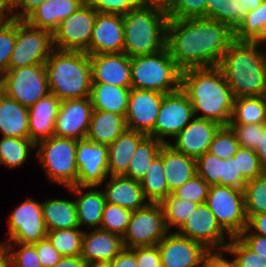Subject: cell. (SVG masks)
Masks as SVG:
<instances>
[{
    "instance_id": "cell-47",
    "label": "cell",
    "mask_w": 266,
    "mask_h": 267,
    "mask_svg": "<svg viewBox=\"0 0 266 267\" xmlns=\"http://www.w3.org/2000/svg\"><path fill=\"white\" fill-rule=\"evenodd\" d=\"M196 170L197 175L204 179L210 186H221L223 159L206 152L196 159Z\"/></svg>"
},
{
    "instance_id": "cell-55",
    "label": "cell",
    "mask_w": 266,
    "mask_h": 267,
    "mask_svg": "<svg viewBox=\"0 0 266 267\" xmlns=\"http://www.w3.org/2000/svg\"><path fill=\"white\" fill-rule=\"evenodd\" d=\"M136 256L137 267H162L158 246L131 248Z\"/></svg>"
},
{
    "instance_id": "cell-24",
    "label": "cell",
    "mask_w": 266,
    "mask_h": 267,
    "mask_svg": "<svg viewBox=\"0 0 266 267\" xmlns=\"http://www.w3.org/2000/svg\"><path fill=\"white\" fill-rule=\"evenodd\" d=\"M60 103V99L49 93L28 108L29 139L35 145L54 135Z\"/></svg>"
},
{
    "instance_id": "cell-5",
    "label": "cell",
    "mask_w": 266,
    "mask_h": 267,
    "mask_svg": "<svg viewBox=\"0 0 266 267\" xmlns=\"http://www.w3.org/2000/svg\"><path fill=\"white\" fill-rule=\"evenodd\" d=\"M45 68L50 93L61 101L90 97L92 74L86 52L54 49Z\"/></svg>"
},
{
    "instance_id": "cell-33",
    "label": "cell",
    "mask_w": 266,
    "mask_h": 267,
    "mask_svg": "<svg viewBox=\"0 0 266 267\" xmlns=\"http://www.w3.org/2000/svg\"><path fill=\"white\" fill-rule=\"evenodd\" d=\"M129 88L92 83L90 100L93 109L126 115Z\"/></svg>"
},
{
    "instance_id": "cell-70",
    "label": "cell",
    "mask_w": 266,
    "mask_h": 267,
    "mask_svg": "<svg viewBox=\"0 0 266 267\" xmlns=\"http://www.w3.org/2000/svg\"><path fill=\"white\" fill-rule=\"evenodd\" d=\"M144 2H162L165 3L167 0H143Z\"/></svg>"
},
{
    "instance_id": "cell-27",
    "label": "cell",
    "mask_w": 266,
    "mask_h": 267,
    "mask_svg": "<svg viewBox=\"0 0 266 267\" xmlns=\"http://www.w3.org/2000/svg\"><path fill=\"white\" fill-rule=\"evenodd\" d=\"M82 7L76 0H45L24 20L32 27L54 33L60 22Z\"/></svg>"
},
{
    "instance_id": "cell-63",
    "label": "cell",
    "mask_w": 266,
    "mask_h": 267,
    "mask_svg": "<svg viewBox=\"0 0 266 267\" xmlns=\"http://www.w3.org/2000/svg\"><path fill=\"white\" fill-rule=\"evenodd\" d=\"M239 5V24L248 11L257 9L264 0H236Z\"/></svg>"
},
{
    "instance_id": "cell-7",
    "label": "cell",
    "mask_w": 266,
    "mask_h": 267,
    "mask_svg": "<svg viewBox=\"0 0 266 267\" xmlns=\"http://www.w3.org/2000/svg\"><path fill=\"white\" fill-rule=\"evenodd\" d=\"M77 140L53 135L36 144L35 156L51 182L69 188L77 185Z\"/></svg>"
},
{
    "instance_id": "cell-64",
    "label": "cell",
    "mask_w": 266,
    "mask_h": 267,
    "mask_svg": "<svg viewBox=\"0 0 266 267\" xmlns=\"http://www.w3.org/2000/svg\"><path fill=\"white\" fill-rule=\"evenodd\" d=\"M86 265L80 256H63L53 267H86Z\"/></svg>"
},
{
    "instance_id": "cell-16",
    "label": "cell",
    "mask_w": 266,
    "mask_h": 267,
    "mask_svg": "<svg viewBox=\"0 0 266 267\" xmlns=\"http://www.w3.org/2000/svg\"><path fill=\"white\" fill-rule=\"evenodd\" d=\"M77 185L100 187L108 178V145L92 139H79L76 145Z\"/></svg>"
},
{
    "instance_id": "cell-23",
    "label": "cell",
    "mask_w": 266,
    "mask_h": 267,
    "mask_svg": "<svg viewBox=\"0 0 266 267\" xmlns=\"http://www.w3.org/2000/svg\"><path fill=\"white\" fill-rule=\"evenodd\" d=\"M122 237L102 229L84 231L80 257L86 262H110L122 250Z\"/></svg>"
},
{
    "instance_id": "cell-54",
    "label": "cell",
    "mask_w": 266,
    "mask_h": 267,
    "mask_svg": "<svg viewBox=\"0 0 266 267\" xmlns=\"http://www.w3.org/2000/svg\"><path fill=\"white\" fill-rule=\"evenodd\" d=\"M247 181L238 172L237 158L230 157L223 160V170L221 176V186L232 187L244 190Z\"/></svg>"
},
{
    "instance_id": "cell-37",
    "label": "cell",
    "mask_w": 266,
    "mask_h": 267,
    "mask_svg": "<svg viewBox=\"0 0 266 267\" xmlns=\"http://www.w3.org/2000/svg\"><path fill=\"white\" fill-rule=\"evenodd\" d=\"M230 123L266 124V105L262 96L234 99Z\"/></svg>"
},
{
    "instance_id": "cell-52",
    "label": "cell",
    "mask_w": 266,
    "mask_h": 267,
    "mask_svg": "<svg viewBox=\"0 0 266 267\" xmlns=\"http://www.w3.org/2000/svg\"><path fill=\"white\" fill-rule=\"evenodd\" d=\"M143 0H91V6L99 13L127 14L138 8Z\"/></svg>"
},
{
    "instance_id": "cell-42",
    "label": "cell",
    "mask_w": 266,
    "mask_h": 267,
    "mask_svg": "<svg viewBox=\"0 0 266 267\" xmlns=\"http://www.w3.org/2000/svg\"><path fill=\"white\" fill-rule=\"evenodd\" d=\"M164 4L169 20L207 18V0H167Z\"/></svg>"
},
{
    "instance_id": "cell-26",
    "label": "cell",
    "mask_w": 266,
    "mask_h": 267,
    "mask_svg": "<svg viewBox=\"0 0 266 267\" xmlns=\"http://www.w3.org/2000/svg\"><path fill=\"white\" fill-rule=\"evenodd\" d=\"M95 188L98 187L75 185L66 188L71 194L77 196L74 201L77 209V220L81 229L83 226H87V230L100 228L106 200L102 189L96 190Z\"/></svg>"
},
{
    "instance_id": "cell-28",
    "label": "cell",
    "mask_w": 266,
    "mask_h": 267,
    "mask_svg": "<svg viewBox=\"0 0 266 267\" xmlns=\"http://www.w3.org/2000/svg\"><path fill=\"white\" fill-rule=\"evenodd\" d=\"M163 168L169 192L172 193L196 174V159L163 144Z\"/></svg>"
},
{
    "instance_id": "cell-22",
    "label": "cell",
    "mask_w": 266,
    "mask_h": 267,
    "mask_svg": "<svg viewBox=\"0 0 266 267\" xmlns=\"http://www.w3.org/2000/svg\"><path fill=\"white\" fill-rule=\"evenodd\" d=\"M92 83L131 89L130 57L124 52L89 55Z\"/></svg>"
},
{
    "instance_id": "cell-35",
    "label": "cell",
    "mask_w": 266,
    "mask_h": 267,
    "mask_svg": "<svg viewBox=\"0 0 266 267\" xmlns=\"http://www.w3.org/2000/svg\"><path fill=\"white\" fill-rule=\"evenodd\" d=\"M234 40L266 43V0L257 9L248 11L234 30Z\"/></svg>"
},
{
    "instance_id": "cell-36",
    "label": "cell",
    "mask_w": 266,
    "mask_h": 267,
    "mask_svg": "<svg viewBox=\"0 0 266 267\" xmlns=\"http://www.w3.org/2000/svg\"><path fill=\"white\" fill-rule=\"evenodd\" d=\"M163 143L151 136H146L133 154L125 177L140 181L146 174L149 165L159 155Z\"/></svg>"
},
{
    "instance_id": "cell-13",
    "label": "cell",
    "mask_w": 266,
    "mask_h": 267,
    "mask_svg": "<svg viewBox=\"0 0 266 267\" xmlns=\"http://www.w3.org/2000/svg\"><path fill=\"white\" fill-rule=\"evenodd\" d=\"M8 243L35 244L47 237L42 202L28 198L9 214Z\"/></svg>"
},
{
    "instance_id": "cell-19",
    "label": "cell",
    "mask_w": 266,
    "mask_h": 267,
    "mask_svg": "<svg viewBox=\"0 0 266 267\" xmlns=\"http://www.w3.org/2000/svg\"><path fill=\"white\" fill-rule=\"evenodd\" d=\"M92 111L90 97L62 100L55 121L54 135L74 140L86 138Z\"/></svg>"
},
{
    "instance_id": "cell-71",
    "label": "cell",
    "mask_w": 266,
    "mask_h": 267,
    "mask_svg": "<svg viewBox=\"0 0 266 267\" xmlns=\"http://www.w3.org/2000/svg\"><path fill=\"white\" fill-rule=\"evenodd\" d=\"M262 97L264 98L265 105H266V88H265V90H264V93H263Z\"/></svg>"
},
{
    "instance_id": "cell-14",
    "label": "cell",
    "mask_w": 266,
    "mask_h": 267,
    "mask_svg": "<svg viewBox=\"0 0 266 267\" xmlns=\"http://www.w3.org/2000/svg\"><path fill=\"white\" fill-rule=\"evenodd\" d=\"M97 11L91 5L80 9L60 22L53 33L54 49L85 52L89 45Z\"/></svg>"
},
{
    "instance_id": "cell-30",
    "label": "cell",
    "mask_w": 266,
    "mask_h": 267,
    "mask_svg": "<svg viewBox=\"0 0 266 267\" xmlns=\"http://www.w3.org/2000/svg\"><path fill=\"white\" fill-rule=\"evenodd\" d=\"M29 111L18 101L0 94V132L2 136L29 138Z\"/></svg>"
},
{
    "instance_id": "cell-45",
    "label": "cell",
    "mask_w": 266,
    "mask_h": 267,
    "mask_svg": "<svg viewBox=\"0 0 266 267\" xmlns=\"http://www.w3.org/2000/svg\"><path fill=\"white\" fill-rule=\"evenodd\" d=\"M225 252L233 256L236 267H266V259L249 249L238 237H231Z\"/></svg>"
},
{
    "instance_id": "cell-66",
    "label": "cell",
    "mask_w": 266,
    "mask_h": 267,
    "mask_svg": "<svg viewBox=\"0 0 266 267\" xmlns=\"http://www.w3.org/2000/svg\"><path fill=\"white\" fill-rule=\"evenodd\" d=\"M0 267H12V257L8 242L0 241Z\"/></svg>"
},
{
    "instance_id": "cell-21",
    "label": "cell",
    "mask_w": 266,
    "mask_h": 267,
    "mask_svg": "<svg viewBox=\"0 0 266 267\" xmlns=\"http://www.w3.org/2000/svg\"><path fill=\"white\" fill-rule=\"evenodd\" d=\"M221 125L212 120L194 117L191 122L168 143L177 152L197 159L208 152Z\"/></svg>"
},
{
    "instance_id": "cell-1",
    "label": "cell",
    "mask_w": 266,
    "mask_h": 267,
    "mask_svg": "<svg viewBox=\"0 0 266 267\" xmlns=\"http://www.w3.org/2000/svg\"><path fill=\"white\" fill-rule=\"evenodd\" d=\"M233 40L229 26L205 17L169 20L167 24L166 47L182 71L218 66Z\"/></svg>"
},
{
    "instance_id": "cell-12",
    "label": "cell",
    "mask_w": 266,
    "mask_h": 267,
    "mask_svg": "<svg viewBox=\"0 0 266 267\" xmlns=\"http://www.w3.org/2000/svg\"><path fill=\"white\" fill-rule=\"evenodd\" d=\"M194 117L192 104L181 88L175 92L164 94L154 129L148 136L163 144H168L169 141L166 139L168 137L173 139Z\"/></svg>"
},
{
    "instance_id": "cell-40",
    "label": "cell",
    "mask_w": 266,
    "mask_h": 267,
    "mask_svg": "<svg viewBox=\"0 0 266 267\" xmlns=\"http://www.w3.org/2000/svg\"><path fill=\"white\" fill-rule=\"evenodd\" d=\"M84 231L80 227L48 231L47 237L62 256H80Z\"/></svg>"
},
{
    "instance_id": "cell-41",
    "label": "cell",
    "mask_w": 266,
    "mask_h": 267,
    "mask_svg": "<svg viewBox=\"0 0 266 267\" xmlns=\"http://www.w3.org/2000/svg\"><path fill=\"white\" fill-rule=\"evenodd\" d=\"M247 219L253 215L266 213V174L248 181L244 189Z\"/></svg>"
},
{
    "instance_id": "cell-49",
    "label": "cell",
    "mask_w": 266,
    "mask_h": 267,
    "mask_svg": "<svg viewBox=\"0 0 266 267\" xmlns=\"http://www.w3.org/2000/svg\"><path fill=\"white\" fill-rule=\"evenodd\" d=\"M210 185L197 174L181 187L177 188L172 194L177 198H182L203 204L206 201Z\"/></svg>"
},
{
    "instance_id": "cell-32",
    "label": "cell",
    "mask_w": 266,
    "mask_h": 267,
    "mask_svg": "<svg viewBox=\"0 0 266 267\" xmlns=\"http://www.w3.org/2000/svg\"><path fill=\"white\" fill-rule=\"evenodd\" d=\"M42 214L48 231L79 227L73 199L45 200L42 202Z\"/></svg>"
},
{
    "instance_id": "cell-59",
    "label": "cell",
    "mask_w": 266,
    "mask_h": 267,
    "mask_svg": "<svg viewBox=\"0 0 266 267\" xmlns=\"http://www.w3.org/2000/svg\"><path fill=\"white\" fill-rule=\"evenodd\" d=\"M226 257V258H225ZM201 267H236L233 259L228 260L225 250L210 251L204 258Z\"/></svg>"
},
{
    "instance_id": "cell-17",
    "label": "cell",
    "mask_w": 266,
    "mask_h": 267,
    "mask_svg": "<svg viewBox=\"0 0 266 267\" xmlns=\"http://www.w3.org/2000/svg\"><path fill=\"white\" fill-rule=\"evenodd\" d=\"M162 267H201L210 252L203 244L169 231L157 244Z\"/></svg>"
},
{
    "instance_id": "cell-61",
    "label": "cell",
    "mask_w": 266,
    "mask_h": 267,
    "mask_svg": "<svg viewBox=\"0 0 266 267\" xmlns=\"http://www.w3.org/2000/svg\"><path fill=\"white\" fill-rule=\"evenodd\" d=\"M254 152L259 158L263 173L266 174V124H259V145Z\"/></svg>"
},
{
    "instance_id": "cell-31",
    "label": "cell",
    "mask_w": 266,
    "mask_h": 267,
    "mask_svg": "<svg viewBox=\"0 0 266 267\" xmlns=\"http://www.w3.org/2000/svg\"><path fill=\"white\" fill-rule=\"evenodd\" d=\"M127 129L125 116L93 109L86 139L112 144Z\"/></svg>"
},
{
    "instance_id": "cell-60",
    "label": "cell",
    "mask_w": 266,
    "mask_h": 267,
    "mask_svg": "<svg viewBox=\"0 0 266 267\" xmlns=\"http://www.w3.org/2000/svg\"><path fill=\"white\" fill-rule=\"evenodd\" d=\"M110 267H137L134 251L131 248H124L110 261Z\"/></svg>"
},
{
    "instance_id": "cell-46",
    "label": "cell",
    "mask_w": 266,
    "mask_h": 267,
    "mask_svg": "<svg viewBox=\"0 0 266 267\" xmlns=\"http://www.w3.org/2000/svg\"><path fill=\"white\" fill-rule=\"evenodd\" d=\"M240 147L236 135L231 127L221 126L211 142L208 152L220 159L233 157Z\"/></svg>"
},
{
    "instance_id": "cell-62",
    "label": "cell",
    "mask_w": 266,
    "mask_h": 267,
    "mask_svg": "<svg viewBox=\"0 0 266 267\" xmlns=\"http://www.w3.org/2000/svg\"><path fill=\"white\" fill-rule=\"evenodd\" d=\"M247 228L254 234L266 237V213L251 216Z\"/></svg>"
},
{
    "instance_id": "cell-50",
    "label": "cell",
    "mask_w": 266,
    "mask_h": 267,
    "mask_svg": "<svg viewBox=\"0 0 266 267\" xmlns=\"http://www.w3.org/2000/svg\"><path fill=\"white\" fill-rule=\"evenodd\" d=\"M16 41V19L0 26V73L8 71V64Z\"/></svg>"
},
{
    "instance_id": "cell-34",
    "label": "cell",
    "mask_w": 266,
    "mask_h": 267,
    "mask_svg": "<svg viewBox=\"0 0 266 267\" xmlns=\"http://www.w3.org/2000/svg\"><path fill=\"white\" fill-rule=\"evenodd\" d=\"M146 199L150 203H161L169 192L163 168V146L159 155L152 161L145 176L139 181Z\"/></svg>"
},
{
    "instance_id": "cell-4",
    "label": "cell",
    "mask_w": 266,
    "mask_h": 267,
    "mask_svg": "<svg viewBox=\"0 0 266 267\" xmlns=\"http://www.w3.org/2000/svg\"><path fill=\"white\" fill-rule=\"evenodd\" d=\"M168 21L162 2H143L124 14L123 52L131 58L155 54L166 48Z\"/></svg>"
},
{
    "instance_id": "cell-10",
    "label": "cell",
    "mask_w": 266,
    "mask_h": 267,
    "mask_svg": "<svg viewBox=\"0 0 266 267\" xmlns=\"http://www.w3.org/2000/svg\"><path fill=\"white\" fill-rule=\"evenodd\" d=\"M3 93L30 108L50 93L45 64L8 69L3 75Z\"/></svg>"
},
{
    "instance_id": "cell-65",
    "label": "cell",
    "mask_w": 266,
    "mask_h": 267,
    "mask_svg": "<svg viewBox=\"0 0 266 267\" xmlns=\"http://www.w3.org/2000/svg\"><path fill=\"white\" fill-rule=\"evenodd\" d=\"M14 19L12 4L7 0H0V23L4 25Z\"/></svg>"
},
{
    "instance_id": "cell-11",
    "label": "cell",
    "mask_w": 266,
    "mask_h": 267,
    "mask_svg": "<svg viewBox=\"0 0 266 267\" xmlns=\"http://www.w3.org/2000/svg\"><path fill=\"white\" fill-rule=\"evenodd\" d=\"M168 232L161 204L149 202L132 212L122 237L124 248L157 245Z\"/></svg>"
},
{
    "instance_id": "cell-20",
    "label": "cell",
    "mask_w": 266,
    "mask_h": 267,
    "mask_svg": "<svg viewBox=\"0 0 266 267\" xmlns=\"http://www.w3.org/2000/svg\"><path fill=\"white\" fill-rule=\"evenodd\" d=\"M124 37L123 15L98 12L85 52L88 55L122 53Z\"/></svg>"
},
{
    "instance_id": "cell-29",
    "label": "cell",
    "mask_w": 266,
    "mask_h": 267,
    "mask_svg": "<svg viewBox=\"0 0 266 267\" xmlns=\"http://www.w3.org/2000/svg\"><path fill=\"white\" fill-rule=\"evenodd\" d=\"M147 135L126 129L112 144L108 145V174L123 175L131 162L139 143Z\"/></svg>"
},
{
    "instance_id": "cell-2",
    "label": "cell",
    "mask_w": 266,
    "mask_h": 267,
    "mask_svg": "<svg viewBox=\"0 0 266 267\" xmlns=\"http://www.w3.org/2000/svg\"><path fill=\"white\" fill-rule=\"evenodd\" d=\"M181 89L187 94L195 117L229 125L235 97L218 66L183 70Z\"/></svg>"
},
{
    "instance_id": "cell-18",
    "label": "cell",
    "mask_w": 266,
    "mask_h": 267,
    "mask_svg": "<svg viewBox=\"0 0 266 267\" xmlns=\"http://www.w3.org/2000/svg\"><path fill=\"white\" fill-rule=\"evenodd\" d=\"M164 93L131 88L125 121L127 129L149 135L159 114Z\"/></svg>"
},
{
    "instance_id": "cell-8",
    "label": "cell",
    "mask_w": 266,
    "mask_h": 267,
    "mask_svg": "<svg viewBox=\"0 0 266 267\" xmlns=\"http://www.w3.org/2000/svg\"><path fill=\"white\" fill-rule=\"evenodd\" d=\"M205 204L230 237H237L247 227L244 190L212 185Z\"/></svg>"
},
{
    "instance_id": "cell-58",
    "label": "cell",
    "mask_w": 266,
    "mask_h": 267,
    "mask_svg": "<svg viewBox=\"0 0 266 267\" xmlns=\"http://www.w3.org/2000/svg\"><path fill=\"white\" fill-rule=\"evenodd\" d=\"M44 1L45 0H15L14 3L12 4V11L14 18L18 20H24L31 12H33Z\"/></svg>"
},
{
    "instance_id": "cell-51",
    "label": "cell",
    "mask_w": 266,
    "mask_h": 267,
    "mask_svg": "<svg viewBox=\"0 0 266 267\" xmlns=\"http://www.w3.org/2000/svg\"><path fill=\"white\" fill-rule=\"evenodd\" d=\"M11 251L12 266L13 267H42L39 260L36 243L22 244V243H8ZM18 246V250L14 248Z\"/></svg>"
},
{
    "instance_id": "cell-44",
    "label": "cell",
    "mask_w": 266,
    "mask_h": 267,
    "mask_svg": "<svg viewBox=\"0 0 266 267\" xmlns=\"http://www.w3.org/2000/svg\"><path fill=\"white\" fill-rule=\"evenodd\" d=\"M131 214L132 211L128 209L106 202L100 229L123 237L129 224Z\"/></svg>"
},
{
    "instance_id": "cell-68",
    "label": "cell",
    "mask_w": 266,
    "mask_h": 267,
    "mask_svg": "<svg viewBox=\"0 0 266 267\" xmlns=\"http://www.w3.org/2000/svg\"><path fill=\"white\" fill-rule=\"evenodd\" d=\"M76 1H78L82 5H90L91 4V0H76Z\"/></svg>"
},
{
    "instance_id": "cell-6",
    "label": "cell",
    "mask_w": 266,
    "mask_h": 267,
    "mask_svg": "<svg viewBox=\"0 0 266 267\" xmlns=\"http://www.w3.org/2000/svg\"><path fill=\"white\" fill-rule=\"evenodd\" d=\"M131 88L164 94L181 88V72L168 48L150 55L130 58Z\"/></svg>"
},
{
    "instance_id": "cell-57",
    "label": "cell",
    "mask_w": 266,
    "mask_h": 267,
    "mask_svg": "<svg viewBox=\"0 0 266 267\" xmlns=\"http://www.w3.org/2000/svg\"><path fill=\"white\" fill-rule=\"evenodd\" d=\"M249 249L266 259V237L252 233L247 227L237 236Z\"/></svg>"
},
{
    "instance_id": "cell-9",
    "label": "cell",
    "mask_w": 266,
    "mask_h": 267,
    "mask_svg": "<svg viewBox=\"0 0 266 267\" xmlns=\"http://www.w3.org/2000/svg\"><path fill=\"white\" fill-rule=\"evenodd\" d=\"M53 50L52 33L16 19V41L8 69L45 64Z\"/></svg>"
},
{
    "instance_id": "cell-56",
    "label": "cell",
    "mask_w": 266,
    "mask_h": 267,
    "mask_svg": "<svg viewBox=\"0 0 266 267\" xmlns=\"http://www.w3.org/2000/svg\"><path fill=\"white\" fill-rule=\"evenodd\" d=\"M36 251L42 267H53L63 257L55 247H53L48 237L36 243Z\"/></svg>"
},
{
    "instance_id": "cell-43",
    "label": "cell",
    "mask_w": 266,
    "mask_h": 267,
    "mask_svg": "<svg viewBox=\"0 0 266 267\" xmlns=\"http://www.w3.org/2000/svg\"><path fill=\"white\" fill-rule=\"evenodd\" d=\"M207 18L229 26L239 25V5L236 0H207Z\"/></svg>"
},
{
    "instance_id": "cell-3",
    "label": "cell",
    "mask_w": 266,
    "mask_h": 267,
    "mask_svg": "<svg viewBox=\"0 0 266 267\" xmlns=\"http://www.w3.org/2000/svg\"><path fill=\"white\" fill-rule=\"evenodd\" d=\"M262 44L266 45L233 40L224 53L218 67L235 98L263 95L266 88V50L261 48Z\"/></svg>"
},
{
    "instance_id": "cell-69",
    "label": "cell",
    "mask_w": 266,
    "mask_h": 267,
    "mask_svg": "<svg viewBox=\"0 0 266 267\" xmlns=\"http://www.w3.org/2000/svg\"><path fill=\"white\" fill-rule=\"evenodd\" d=\"M3 92V75L0 73V94Z\"/></svg>"
},
{
    "instance_id": "cell-15",
    "label": "cell",
    "mask_w": 266,
    "mask_h": 267,
    "mask_svg": "<svg viewBox=\"0 0 266 267\" xmlns=\"http://www.w3.org/2000/svg\"><path fill=\"white\" fill-rule=\"evenodd\" d=\"M176 232L203 244L210 251L225 250L227 241L231 239L205 203L198 204Z\"/></svg>"
},
{
    "instance_id": "cell-39",
    "label": "cell",
    "mask_w": 266,
    "mask_h": 267,
    "mask_svg": "<svg viewBox=\"0 0 266 267\" xmlns=\"http://www.w3.org/2000/svg\"><path fill=\"white\" fill-rule=\"evenodd\" d=\"M164 211L165 224L168 231L177 230L184 224L188 216L198 206L197 203L175 197L172 193L161 203ZM172 227V228H171Z\"/></svg>"
},
{
    "instance_id": "cell-48",
    "label": "cell",
    "mask_w": 266,
    "mask_h": 267,
    "mask_svg": "<svg viewBox=\"0 0 266 267\" xmlns=\"http://www.w3.org/2000/svg\"><path fill=\"white\" fill-rule=\"evenodd\" d=\"M234 158H237L238 172L248 182L263 174L261 164L254 150L239 147Z\"/></svg>"
},
{
    "instance_id": "cell-25",
    "label": "cell",
    "mask_w": 266,
    "mask_h": 267,
    "mask_svg": "<svg viewBox=\"0 0 266 267\" xmlns=\"http://www.w3.org/2000/svg\"><path fill=\"white\" fill-rule=\"evenodd\" d=\"M108 179L103 182L106 185L102 189L106 202L116 204L132 212L149 203L139 181L124 175H113L109 176Z\"/></svg>"
},
{
    "instance_id": "cell-72",
    "label": "cell",
    "mask_w": 266,
    "mask_h": 267,
    "mask_svg": "<svg viewBox=\"0 0 266 267\" xmlns=\"http://www.w3.org/2000/svg\"><path fill=\"white\" fill-rule=\"evenodd\" d=\"M7 1L13 4L15 0H7Z\"/></svg>"
},
{
    "instance_id": "cell-67",
    "label": "cell",
    "mask_w": 266,
    "mask_h": 267,
    "mask_svg": "<svg viewBox=\"0 0 266 267\" xmlns=\"http://www.w3.org/2000/svg\"><path fill=\"white\" fill-rule=\"evenodd\" d=\"M86 267H110V262H88Z\"/></svg>"
},
{
    "instance_id": "cell-38",
    "label": "cell",
    "mask_w": 266,
    "mask_h": 267,
    "mask_svg": "<svg viewBox=\"0 0 266 267\" xmlns=\"http://www.w3.org/2000/svg\"><path fill=\"white\" fill-rule=\"evenodd\" d=\"M36 145L29 138L2 136L0 140V165L8 168L22 166ZM30 153V154H29Z\"/></svg>"
},
{
    "instance_id": "cell-53",
    "label": "cell",
    "mask_w": 266,
    "mask_h": 267,
    "mask_svg": "<svg viewBox=\"0 0 266 267\" xmlns=\"http://www.w3.org/2000/svg\"><path fill=\"white\" fill-rule=\"evenodd\" d=\"M239 145L255 150L259 145V124L229 123Z\"/></svg>"
}]
</instances>
